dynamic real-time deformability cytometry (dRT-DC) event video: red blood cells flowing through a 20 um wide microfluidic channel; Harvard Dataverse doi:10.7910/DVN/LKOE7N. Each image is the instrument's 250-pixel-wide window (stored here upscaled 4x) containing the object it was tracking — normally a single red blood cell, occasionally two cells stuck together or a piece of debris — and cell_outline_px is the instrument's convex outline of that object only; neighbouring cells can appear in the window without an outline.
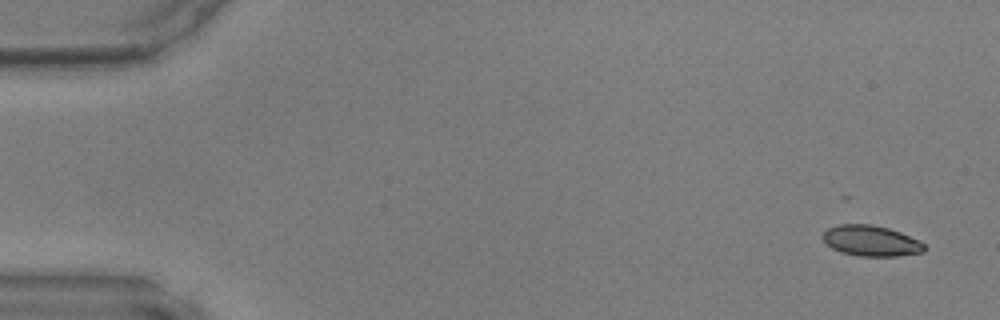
{"species": "common noctule bat (a hibernating species)", "species_latin": "Nyctalus noctula", "temperature_condition": "warm", "stored_images_in_passage": 46, "camera_frame_rate_fps": 3000, "um_per_image_px": 0.085, "animal": {"sex": "male", "body_mass_g": 17.9, "forearm_length_mm": 54.2}, "frame": {"image": 1, "passage_image": 1, "time_ms": 0.0, "image_size_px": [1000, 320], "cell_outline_px": [[924, 252], [896, 256], [860, 256], [844, 252], [832, 248], [820, 236], [828, 228], [840, 224], [872, 224], [888, 228], [900, 232], [920, 240], [924, 244]], "centroid_in_image_um": [74.05, 20.46], "position_along_channel_um": 11.0, "area_um2": 18.03}}
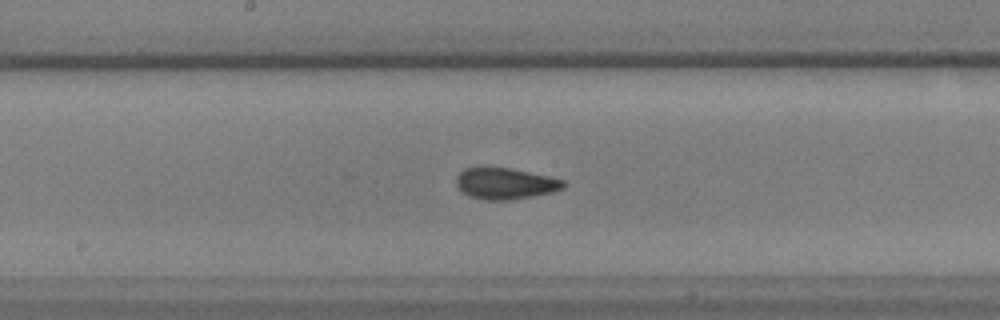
{"frame": {"image": 2, "passage_image": 24, "time_ms": 7.667, "image_size_px": [1000, 320], "cell_outline_px": [[564, 188], [552, 192], [532, 196], [508, 200], [484, 200], [468, 196], [456, 184], [456, 176], [464, 168], [476, 164], [512, 168], [548, 176], [564, 180]], "centroid_in_image_um": [42.88, 15.55], "position_along_channel_um": 205.3, "area_um2": 20.06}}
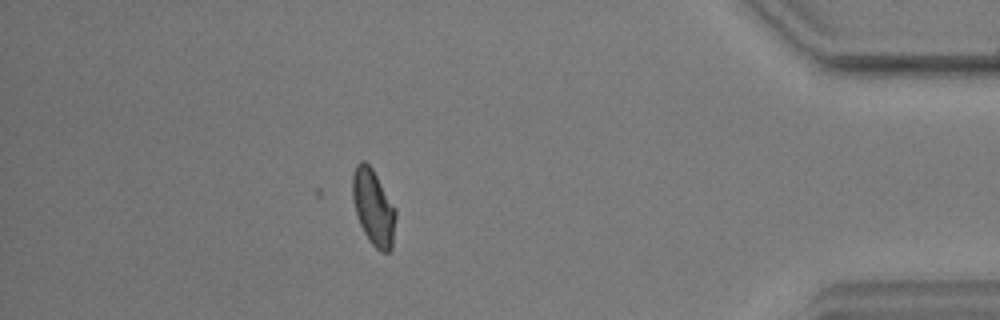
{"frame": {"image": 3, "passage_image": 41, "time_ms": 13.333, "image_size_px": [1000, 320], "cell_outline_px": [[396, 216], [392, 248], [388, 252], [380, 252], [368, 240], [360, 224], [352, 200], [352, 176], [356, 164], [360, 160], [364, 160], [372, 168], [396, 208]], "centroid_in_image_um": [31.74, 17.62], "position_along_channel_um": 403.5, "area_um2": 19.19}}